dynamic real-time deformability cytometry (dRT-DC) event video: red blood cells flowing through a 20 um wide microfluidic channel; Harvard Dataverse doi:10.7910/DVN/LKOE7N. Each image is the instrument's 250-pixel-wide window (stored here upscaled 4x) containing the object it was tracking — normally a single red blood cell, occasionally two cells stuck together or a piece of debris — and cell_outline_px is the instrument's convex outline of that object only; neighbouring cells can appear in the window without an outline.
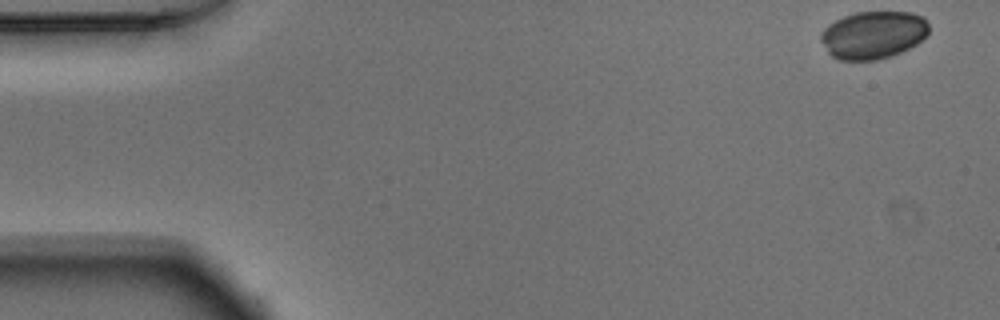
{"species": "Egyptian fruit bat (a non-hibernating species)", "species_latin": "Rousettus aegyptiacus", "temperature_condition": "warm", "stored_images_in_passage": 50, "camera_frame_rate_fps": 3000, "um_per_image_px": 0.085, "animal": {"sex": "male"}, "frame": {"image": 1, "passage_image": 1, "time_ms": 0.0, "image_size_px": [1000, 320], "cell_outline_px": [[928, 36], [916, 44], [892, 56], [876, 60], [840, 60], [832, 56], [828, 52], [820, 40], [820, 32], [828, 24], [844, 16], [856, 12], [912, 12], [924, 16], [928, 24]], "centroid_in_image_um": [74.23, 2.96], "position_along_channel_um": 10.8, "area_um2": 30.23}}
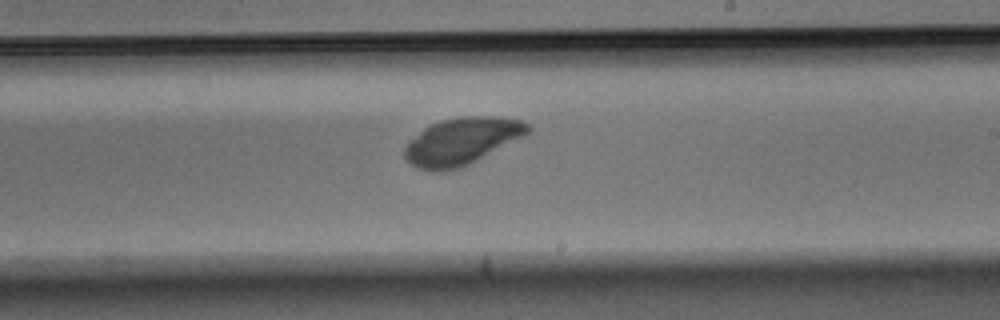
{"frame": {"image": 2, "passage_image": 29, "time_ms": 9.333, "image_size_px": [1000, 320], "cell_outline_px": [[532, 132], [460, 168], [440, 172], [428, 172], [416, 168], [404, 156], [404, 148], [424, 128], [440, 120], [460, 116], [500, 116], [520, 120], [528, 124], [532, 128]], "centroid_in_image_um": [39.27, 12.0], "position_along_channel_um": 249.7, "area_um2": 33.7}}
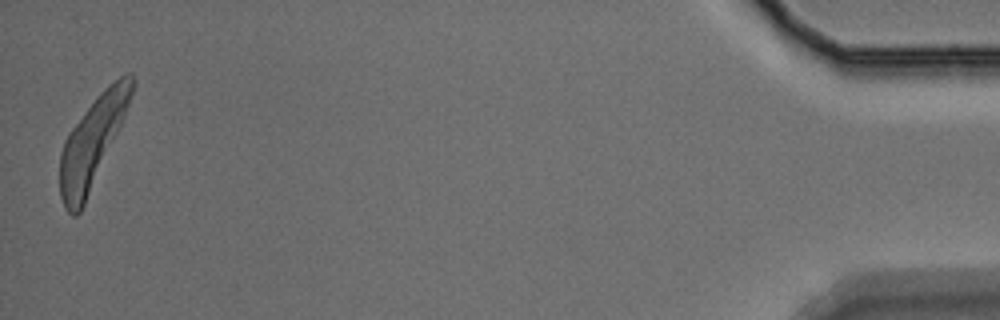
{"frame": {"image": 3, "passage_image": 50, "time_ms": 16.333, "image_size_px": [1000, 320], "cell_outline_px": [[132, 92], [124, 116], [84, 204], [80, 212], [76, 216], [72, 216], [64, 208], [60, 196], [60, 152], [64, 140], [68, 132], [96, 96], [104, 88], [124, 72], [132, 72]], "centroid_in_image_um": [7.8, 12.09], "position_along_channel_um": 427.4, "area_um2": 36.53}}